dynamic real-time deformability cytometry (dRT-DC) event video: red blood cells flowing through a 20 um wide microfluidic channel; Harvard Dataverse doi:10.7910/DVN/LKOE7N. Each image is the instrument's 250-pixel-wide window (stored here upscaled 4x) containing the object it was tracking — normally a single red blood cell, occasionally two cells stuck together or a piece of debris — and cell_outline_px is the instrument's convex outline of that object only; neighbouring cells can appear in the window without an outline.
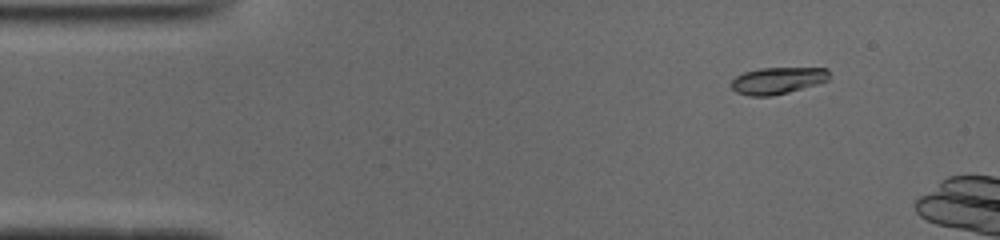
{"species": "common noctule bat (a hibernating species)", "species_latin": "Nyctalus noctula", "temperature_condition": "cold", "stored_images_in_passage": 8, "camera_frame_rate_fps": 3000, "um_per_image_px": 0.085, "animal": {"sex": "male", "body_mass_g": 19.0, "forearm_length_mm": 50.8}, "frame": {"image": 1, "passage_image": 1, "time_ms": 0.0, "image_size_px": [1000, 240], "cell_outline_px": [[832, 76], [828, 80], [816, 84], [788, 92], [772, 96], [748, 96], [736, 92], [732, 88], [732, 80], [736, 76], [744, 72], [760, 68], [828, 68]], "centroid_in_image_um": [66.11, 6.84], "position_along_channel_um": 18.9, "area_um2": 15.32}}